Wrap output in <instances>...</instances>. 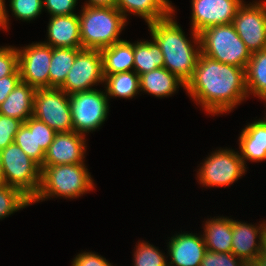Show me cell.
Instances as JSON below:
<instances>
[{
  "label": "cell",
  "mask_w": 266,
  "mask_h": 266,
  "mask_svg": "<svg viewBox=\"0 0 266 266\" xmlns=\"http://www.w3.org/2000/svg\"><path fill=\"white\" fill-rule=\"evenodd\" d=\"M261 266H266V256H264L262 253L257 257L256 259Z\"/></svg>",
  "instance_id": "obj_42"
},
{
  "label": "cell",
  "mask_w": 266,
  "mask_h": 266,
  "mask_svg": "<svg viewBox=\"0 0 266 266\" xmlns=\"http://www.w3.org/2000/svg\"><path fill=\"white\" fill-rule=\"evenodd\" d=\"M47 27L45 44L52 48H82L78 14L51 16Z\"/></svg>",
  "instance_id": "obj_17"
},
{
  "label": "cell",
  "mask_w": 266,
  "mask_h": 266,
  "mask_svg": "<svg viewBox=\"0 0 266 266\" xmlns=\"http://www.w3.org/2000/svg\"><path fill=\"white\" fill-rule=\"evenodd\" d=\"M20 48L17 47L21 81L35 89L49 88L52 47L44 42H33Z\"/></svg>",
  "instance_id": "obj_12"
},
{
  "label": "cell",
  "mask_w": 266,
  "mask_h": 266,
  "mask_svg": "<svg viewBox=\"0 0 266 266\" xmlns=\"http://www.w3.org/2000/svg\"><path fill=\"white\" fill-rule=\"evenodd\" d=\"M168 243V266H201L207 251L202 235L178 232Z\"/></svg>",
  "instance_id": "obj_15"
},
{
  "label": "cell",
  "mask_w": 266,
  "mask_h": 266,
  "mask_svg": "<svg viewBox=\"0 0 266 266\" xmlns=\"http://www.w3.org/2000/svg\"><path fill=\"white\" fill-rule=\"evenodd\" d=\"M103 76L134 71V43L122 40L102 48Z\"/></svg>",
  "instance_id": "obj_23"
},
{
  "label": "cell",
  "mask_w": 266,
  "mask_h": 266,
  "mask_svg": "<svg viewBox=\"0 0 266 266\" xmlns=\"http://www.w3.org/2000/svg\"><path fill=\"white\" fill-rule=\"evenodd\" d=\"M262 254L266 256V228L263 233V245H262Z\"/></svg>",
  "instance_id": "obj_43"
},
{
  "label": "cell",
  "mask_w": 266,
  "mask_h": 266,
  "mask_svg": "<svg viewBox=\"0 0 266 266\" xmlns=\"http://www.w3.org/2000/svg\"><path fill=\"white\" fill-rule=\"evenodd\" d=\"M36 89L20 81L0 105V114L15 118L24 123L33 116L34 94Z\"/></svg>",
  "instance_id": "obj_20"
},
{
  "label": "cell",
  "mask_w": 266,
  "mask_h": 266,
  "mask_svg": "<svg viewBox=\"0 0 266 266\" xmlns=\"http://www.w3.org/2000/svg\"><path fill=\"white\" fill-rule=\"evenodd\" d=\"M116 8L127 20L128 15L133 14L142 17L148 25L167 18L174 7L169 0H116Z\"/></svg>",
  "instance_id": "obj_19"
},
{
  "label": "cell",
  "mask_w": 266,
  "mask_h": 266,
  "mask_svg": "<svg viewBox=\"0 0 266 266\" xmlns=\"http://www.w3.org/2000/svg\"><path fill=\"white\" fill-rule=\"evenodd\" d=\"M265 228V220L259 226H256L232 219L231 253L243 261L256 260L262 253Z\"/></svg>",
  "instance_id": "obj_16"
},
{
  "label": "cell",
  "mask_w": 266,
  "mask_h": 266,
  "mask_svg": "<svg viewBox=\"0 0 266 266\" xmlns=\"http://www.w3.org/2000/svg\"><path fill=\"white\" fill-rule=\"evenodd\" d=\"M71 264V266H114L105 257L86 251L77 254Z\"/></svg>",
  "instance_id": "obj_36"
},
{
  "label": "cell",
  "mask_w": 266,
  "mask_h": 266,
  "mask_svg": "<svg viewBox=\"0 0 266 266\" xmlns=\"http://www.w3.org/2000/svg\"><path fill=\"white\" fill-rule=\"evenodd\" d=\"M197 169L198 181L204 187H225L238 181L247 171L239 151L219 148L213 151Z\"/></svg>",
  "instance_id": "obj_8"
},
{
  "label": "cell",
  "mask_w": 266,
  "mask_h": 266,
  "mask_svg": "<svg viewBox=\"0 0 266 266\" xmlns=\"http://www.w3.org/2000/svg\"><path fill=\"white\" fill-rule=\"evenodd\" d=\"M87 147L85 135L75 131L57 132L45 152L40 169L52 165L84 163Z\"/></svg>",
  "instance_id": "obj_14"
},
{
  "label": "cell",
  "mask_w": 266,
  "mask_h": 266,
  "mask_svg": "<svg viewBox=\"0 0 266 266\" xmlns=\"http://www.w3.org/2000/svg\"><path fill=\"white\" fill-rule=\"evenodd\" d=\"M244 0H191V29L198 34L203 30L233 23Z\"/></svg>",
  "instance_id": "obj_13"
},
{
  "label": "cell",
  "mask_w": 266,
  "mask_h": 266,
  "mask_svg": "<svg viewBox=\"0 0 266 266\" xmlns=\"http://www.w3.org/2000/svg\"><path fill=\"white\" fill-rule=\"evenodd\" d=\"M243 260L233 253H221L207 250L201 262V266H242Z\"/></svg>",
  "instance_id": "obj_34"
},
{
  "label": "cell",
  "mask_w": 266,
  "mask_h": 266,
  "mask_svg": "<svg viewBox=\"0 0 266 266\" xmlns=\"http://www.w3.org/2000/svg\"><path fill=\"white\" fill-rule=\"evenodd\" d=\"M203 240L207 250L221 253L232 251V218H208L203 224Z\"/></svg>",
  "instance_id": "obj_22"
},
{
  "label": "cell",
  "mask_w": 266,
  "mask_h": 266,
  "mask_svg": "<svg viewBox=\"0 0 266 266\" xmlns=\"http://www.w3.org/2000/svg\"><path fill=\"white\" fill-rule=\"evenodd\" d=\"M245 76L248 97L251 94L266 102V49L251 54Z\"/></svg>",
  "instance_id": "obj_24"
},
{
  "label": "cell",
  "mask_w": 266,
  "mask_h": 266,
  "mask_svg": "<svg viewBox=\"0 0 266 266\" xmlns=\"http://www.w3.org/2000/svg\"><path fill=\"white\" fill-rule=\"evenodd\" d=\"M138 245V246H137ZM133 252V266H168V256L147 241H139Z\"/></svg>",
  "instance_id": "obj_30"
},
{
  "label": "cell",
  "mask_w": 266,
  "mask_h": 266,
  "mask_svg": "<svg viewBox=\"0 0 266 266\" xmlns=\"http://www.w3.org/2000/svg\"><path fill=\"white\" fill-rule=\"evenodd\" d=\"M20 81L21 77L19 68L12 75L0 78V105Z\"/></svg>",
  "instance_id": "obj_38"
},
{
  "label": "cell",
  "mask_w": 266,
  "mask_h": 266,
  "mask_svg": "<svg viewBox=\"0 0 266 266\" xmlns=\"http://www.w3.org/2000/svg\"><path fill=\"white\" fill-rule=\"evenodd\" d=\"M0 161L5 184L32 201L40 189V166L15 143L0 150Z\"/></svg>",
  "instance_id": "obj_6"
},
{
  "label": "cell",
  "mask_w": 266,
  "mask_h": 266,
  "mask_svg": "<svg viewBox=\"0 0 266 266\" xmlns=\"http://www.w3.org/2000/svg\"><path fill=\"white\" fill-rule=\"evenodd\" d=\"M17 144L40 167L43 164L45 152L37 148L36 118L31 116L19 128L14 138Z\"/></svg>",
  "instance_id": "obj_28"
},
{
  "label": "cell",
  "mask_w": 266,
  "mask_h": 266,
  "mask_svg": "<svg viewBox=\"0 0 266 266\" xmlns=\"http://www.w3.org/2000/svg\"><path fill=\"white\" fill-rule=\"evenodd\" d=\"M174 15L175 8L167 18L148 24V28L162 50L164 68L186 83L192 77L201 53L200 39L199 34L192 29L190 35L193 39L186 38Z\"/></svg>",
  "instance_id": "obj_2"
},
{
  "label": "cell",
  "mask_w": 266,
  "mask_h": 266,
  "mask_svg": "<svg viewBox=\"0 0 266 266\" xmlns=\"http://www.w3.org/2000/svg\"><path fill=\"white\" fill-rule=\"evenodd\" d=\"M265 104H266V102H265ZM264 114H266V113H264ZM263 120L265 121V123H266V115H265V117L263 118Z\"/></svg>",
  "instance_id": "obj_45"
},
{
  "label": "cell",
  "mask_w": 266,
  "mask_h": 266,
  "mask_svg": "<svg viewBox=\"0 0 266 266\" xmlns=\"http://www.w3.org/2000/svg\"><path fill=\"white\" fill-rule=\"evenodd\" d=\"M81 8L78 17L82 49L101 50L123 40L119 37L128 22L116 7Z\"/></svg>",
  "instance_id": "obj_4"
},
{
  "label": "cell",
  "mask_w": 266,
  "mask_h": 266,
  "mask_svg": "<svg viewBox=\"0 0 266 266\" xmlns=\"http://www.w3.org/2000/svg\"><path fill=\"white\" fill-rule=\"evenodd\" d=\"M56 133L55 130L36 118L37 148H41L46 152L49 145L53 142Z\"/></svg>",
  "instance_id": "obj_37"
},
{
  "label": "cell",
  "mask_w": 266,
  "mask_h": 266,
  "mask_svg": "<svg viewBox=\"0 0 266 266\" xmlns=\"http://www.w3.org/2000/svg\"><path fill=\"white\" fill-rule=\"evenodd\" d=\"M103 84L108 98L132 99L140 93L139 75L135 71L107 75Z\"/></svg>",
  "instance_id": "obj_26"
},
{
  "label": "cell",
  "mask_w": 266,
  "mask_h": 266,
  "mask_svg": "<svg viewBox=\"0 0 266 266\" xmlns=\"http://www.w3.org/2000/svg\"><path fill=\"white\" fill-rule=\"evenodd\" d=\"M33 117L56 132L73 131L69 95L60 88H40L34 94Z\"/></svg>",
  "instance_id": "obj_9"
},
{
  "label": "cell",
  "mask_w": 266,
  "mask_h": 266,
  "mask_svg": "<svg viewBox=\"0 0 266 266\" xmlns=\"http://www.w3.org/2000/svg\"><path fill=\"white\" fill-rule=\"evenodd\" d=\"M106 91L92 89L69 95L73 131L83 134L100 129L109 113Z\"/></svg>",
  "instance_id": "obj_7"
},
{
  "label": "cell",
  "mask_w": 266,
  "mask_h": 266,
  "mask_svg": "<svg viewBox=\"0 0 266 266\" xmlns=\"http://www.w3.org/2000/svg\"><path fill=\"white\" fill-rule=\"evenodd\" d=\"M5 0H0V28H2V30H8L9 28V15L6 9V5H5Z\"/></svg>",
  "instance_id": "obj_39"
},
{
  "label": "cell",
  "mask_w": 266,
  "mask_h": 266,
  "mask_svg": "<svg viewBox=\"0 0 266 266\" xmlns=\"http://www.w3.org/2000/svg\"><path fill=\"white\" fill-rule=\"evenodd\" d=\"M32 205L31 200L17 188L0 185V219Z\"/></svg>",
  "instance_id": "obj_29"
},
{
  "label": "cell",
  "mask_w": 266,
  "mask_h": 266,
  "mask_svg": "<svg viewBox=\"0 0 266 266\" xmlns=\"http://www.w3.org/2000/svg\"><path fill=\"white\" fill-rule=\"evenodd\" d=\"M104 83L102 54L98 49H81L64 83L59 87L68 95L88 91Z\"/></svg>",
  "instance_id": "obj_10"
},
{
  "label": "cell",
  "mask_w": 266,
  "mask_h": 266,
  "mask_svg": "<svg viewBox=\"0 0 266 266\" xmlns=\"http://www.w3.org/2000/svg\"><path fill=\"white\" fill-rule=\"evenodd\" d=\"M83 6L116 7V0H86V3Z\"/></svg>",
  "instance_id": "obj_40"
},
{
  "label": "cell",
  "mask_w": 266,
  "mask_h": 266,
  "mask_svg": "<svg viewBox=\"0 0 266 266\" xmlns=\"http://www.w3.org/2000/svg\"><path fill=\"white\" fill-rule=\"evenodd\" d=\"M245 3L238 9L233 25L252 54L266 49V0Z\"/></svg>",
  "instance_id": "obj_11"
},
{
  "label": "cell",
  "mask_w": 266,
  "mask_h": 266,
  "mask_svg": "<svg viewBox=\"0 0 266 266\" xmlns=\"http://www.w3.org/2000/svg\"><path fill=\"white\" fill-rule=\"evenodd\" d=\"M78 0H43V10L51 16L75 14Z\"/></svg>",
  "instance_id": "obj_35"
},
{
  "label": "cell",
  "mask_w": 266,
  "mask_h": 266,
  "mask_svg": "<svg viewBox=\"0 0 266 266\" xmlns=\"http://www.w3.org/2000/svg\"><path fill=\"white\" fill-rule=\"evenodd\" d=\"M187 94L211 116L231 112L248 97L245 69L200 53Z\"/></svg>",
  "instance_id": "obj_1"
},
{
  "label": "cell",
  "mask_w": 266,
  "mask_h": 266,
  "mask_svg": "<svg viewBox=\"0 0 266 266\" xmlns=\"http://www.w3.org/2000/svg\"><path fill=\"white\" fill-rule=\"evenodd\" d=\"M201 53L213 60L246 69L251 52L233 23L209 27L199 33Z\"/></svg>",
  "instance_id": "obj_5"
},
{
  "label": "cell",
  "mask_w": 266,
  "mask_h": 266,
  "mask_svg": "<svg viewBox=\"0 0 266 266\" xmlns=\"http://www.w3.org/2000/svg\"><path fill=\"white\" fill-rule=\"evenodd\" d=\"M85 163L46 166L41 170L40 189L31 204L50 198L75 199L95 190Z\"/></svg>",
  "instance_id": "obj_3"
},
{
  "label": "cell",
  "mask_w": 266,
  "mask_h": 266,
  "mask_svg": "<svg viewBox=\"0 0 266 266\" xmlns=\"http://www.w3.org/2000/svg\"><path fill=\"white\" fill-rule=\"evenodd\" d=\"M140 92H145L158 98L173 95L179 86L185 90L186 83L164 67L157 68L139 75Z\"/></svg>",
  "instance_id": "obj_21"
},
{
  "label": "cell",
  "mask_w": 266,
  "mask_h": 266,
  "mask_svg": "<svg viewBox=\"0 0 266 266\" xmlns=\"http://www.w3.org/2000/svg\"><path fill=\"white\" fill-rule=\"evenodd\" d=\"M22 124L20 120L0 114V150L14 143L15 135Z\"/></svg>",
  "instance_id": "obj_32"
},
{
  "label": "cell",
  "mask_w": 266,
  "mask_h": 266,
  "mask_svg": "<svg viewBox=\"0 0 266 266\" xmlns=\"http://www.w3.org/2000/svg\"><path fill=\"white\" fill-rule=\"evenodd\" d=\"M149 41L134 43V71L138 75L164 67L162 50L153 38Z\"/></svg>",
  "instance_id": "obj_25"
},
{
  "label": "cell",
  "mask_w": 266,
  "mask_h": 266,
  "mask_svg": "<svg viewBox=\"0 0 266 266\" xmlns=\"http://www.w3.org/2000/svg\"><path fill=\"white\" fill-rule=\"evenodd\" d=\"M242 266H261L257 260L243 261Z\"/></svg>",
  "instance_id": "obj_41"
},
{
  "label": "cell",
  "mask_w": 266,
  "mask_h": 266,
  "mask_svg": "<svg viewBox=\"0 0 266 266\" xmlns=\"http://www.w3.org/2000/svg\"><path fill=\"white\" fill-rule=\"evenodd\" d=\"M43 0H10L12 16L21 21L35 20L43 11Z\"/></svg>",
  "instance_id": "obj_31"
},
{
  "label": "cell",
  "mask_w": 266,
  "mask_h": 266,
  "mask_svg": "<svg viewBox=\"0 0 266 266\" xmlns=\"http://www.w3.org/2000/svg\"><path fill=\"white\" fill-rule=\"evenodd\" d=\"M18 69V50L14 46L0 47V78L12 75Z\"/></svg>",
  "instance_id": "obj_33"
},
{
  "label": "cell",
  "mask_w": 266,
  "mask_h": 266,
  "mask_svg": "<svg viewBox=\"0 0 266 266\" xmlns=\"http://www.w3.org/2000/svg\"><path fill=\"white\" fill-rule=\"evenodd\" d=\"M82 48H52L49 67V88H59L74 64L77 53Z\"/></svg>",
  "instance_id": "obj_27"
},
{
  "label": "cell",
  "mask_w": 266,
  "mask_h": 266,
  "mask_svg": "<svg viewBox=\"0 0 266 266\" xmlns=\"http://www.w3.org/2000/svg\"><path fill=\"white\" fill-rule=\"evenodd\" d=\"M0 185H5V180L2 172V166H1V161H0Z\"/></svg>",
  "instance_id": "obj_44"
},
{
  "label": "cell",
  "mask_w": 266,
  "mask_h": 266,
  "mask_svg": "<svg viewBox=\"0 0 266 266\" xmlns=\"http://www.w3.org/2000/svg\"><path fill=\"white\" fill-rule=\"evenodd\" d=\"M239 135V154L245 167L247 160L256 163L266 160V123L263 119L248 123Z\"/></svg>",
  "instance_id": "obj_18"
}]
</instances>
